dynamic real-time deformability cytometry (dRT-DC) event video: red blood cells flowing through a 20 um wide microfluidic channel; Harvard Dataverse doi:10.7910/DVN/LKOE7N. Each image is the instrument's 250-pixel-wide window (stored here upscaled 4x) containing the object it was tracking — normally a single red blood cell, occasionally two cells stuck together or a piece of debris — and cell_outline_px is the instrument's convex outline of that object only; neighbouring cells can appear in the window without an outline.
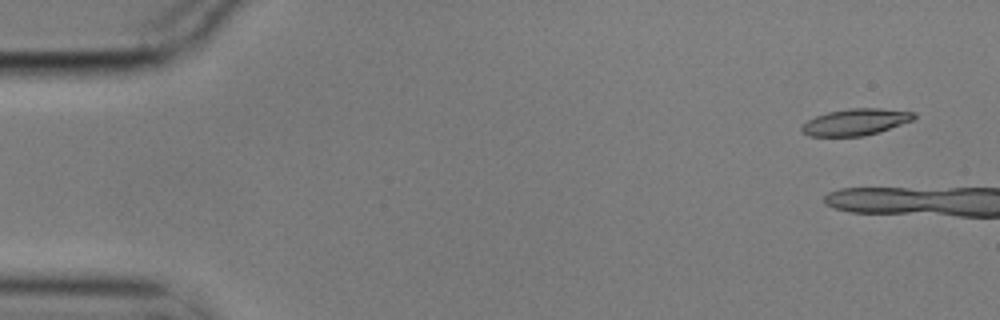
{"species": "common noctule bat (a hibernating species)", "species_latin": "Nyctalus noctula", "temperature_condition": "cold", "stored_images_in_passage": 5, "camera_frame_rate_fps": 3000, "um_per_image_px": 0.085, "animal": {"sex": "male", "body_mass_g": 17.9}, "frame": {"image": 1, "passage_image": 1, "time_ms": 0.0, "image_size_px": [1000, 320], "cell_outline_px": [[916, 116], [912, 120], [880, 132], [864, 136], [808, 136], [800, 132], [800, 128], [808, 120], [816, 116], [828, 112], [848, 108], [880, 108], [916, 112]], "centroid_in_image_um": [72.72, 10.37], "position_along_channel_um": 12.3, "area_um2": 17.46}}
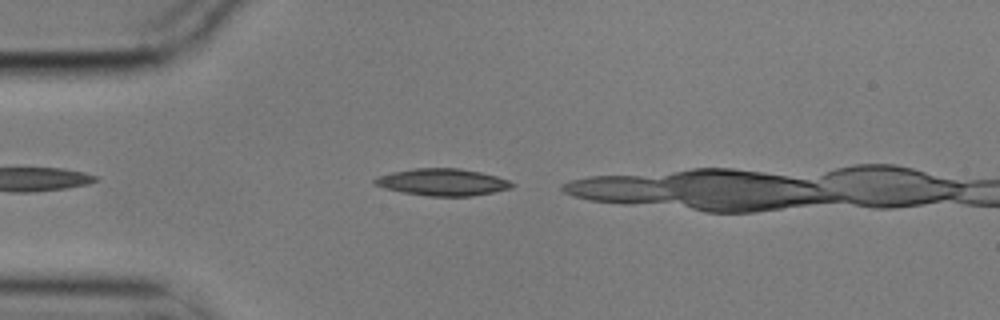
{"frame": {"image": 2, "passage_image": 5, "time_ms": 1.333, "image_size_px": [1000, 320], "cell_outline_px": [[516, 184], [512, 188], [472, 196], [428, 196], [404, 192], [384, 188], [372, 184], [372, 180], [380, 176], [392, 172], [412, 168], [460, 168], [480, 172], [496, 176], [508, 180]], "centroid_in_image_um": [37.61, 15.48], "position_along_channel_um": 47.4, "area_um2": 21.56}}